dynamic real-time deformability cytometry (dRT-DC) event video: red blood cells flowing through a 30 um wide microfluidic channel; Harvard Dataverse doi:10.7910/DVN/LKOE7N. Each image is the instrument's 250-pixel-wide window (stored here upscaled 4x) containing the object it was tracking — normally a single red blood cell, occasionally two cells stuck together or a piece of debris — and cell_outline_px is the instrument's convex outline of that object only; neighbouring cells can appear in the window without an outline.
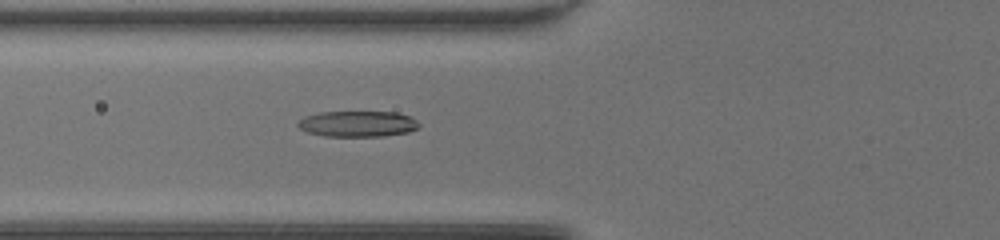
{"species": "common noctule bat (a hibernating species)", "species_latin": "Nyctalus noctula", "temperature_condition": "room temperature", "stored_images_in_passage": 37, "camera_frame_rate_fps": 3000, "um_per_image_px": 0.085, "animal": {"sex": "female", "body_mass_g": 20.0, "forearm_length_mm": 54.0}, "frame": {"image": 1, "passage_image": 9, "time_ms": 2.667, "image_size_px": [1000, 240], "cell_outline_px": [[420, 124], [416, 128], [408, 132], [384, 136], [324, 136], [308, 132], [300, 128], [296, 124], [304, 116], [320, 112], [396, 112], [408, 116], [416, 120]], "centroid_in_image_um": [30.38, 10.52], "position_along_channel_um": 95.4, "area_um2": 18.15}}
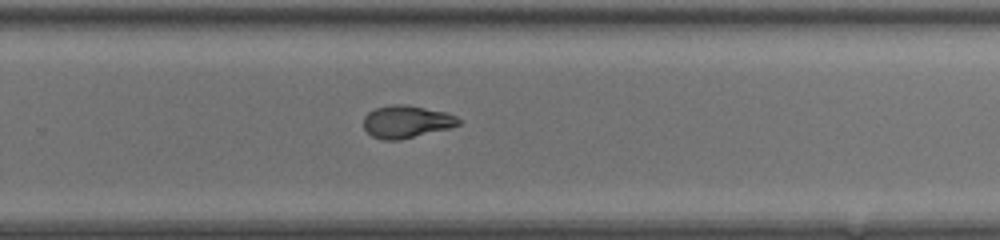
{"frame": {"image": 2, "passage_image": 23, "time_ms": 7.333, "image_size_px": [1000, 240], "cell_outline_px": [[464, 120], [460, 124], [452, 128], [400, 140], [384, 140], [372, 136], [364, 128], [364, 116], [368, 112], [376, 108], [392, 104], [404, 104], [448, 112]], "centroid_in_image_um": [34.61, 10.34], "position_along_channel_um": 295.2, "area_um2": 18.26}}
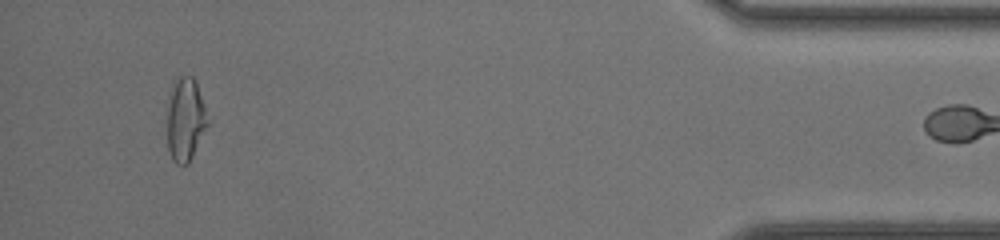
{"frame": {"image": 3, "passage_image": 36, "time_ms": 11.667, "image_size_px": [1000, 240], "cell_outline_px": [[208, 124], [188, 164], [176, 164], [172, 160], [168, 148], [168, 104], [172, 88], [176, 76], [192, 76], [196, 80], [204, 108]], "centroid_in_image_um": [15.74, 10.15], "position_along_channel_um": 419.5, "area_um2": 19.19}}